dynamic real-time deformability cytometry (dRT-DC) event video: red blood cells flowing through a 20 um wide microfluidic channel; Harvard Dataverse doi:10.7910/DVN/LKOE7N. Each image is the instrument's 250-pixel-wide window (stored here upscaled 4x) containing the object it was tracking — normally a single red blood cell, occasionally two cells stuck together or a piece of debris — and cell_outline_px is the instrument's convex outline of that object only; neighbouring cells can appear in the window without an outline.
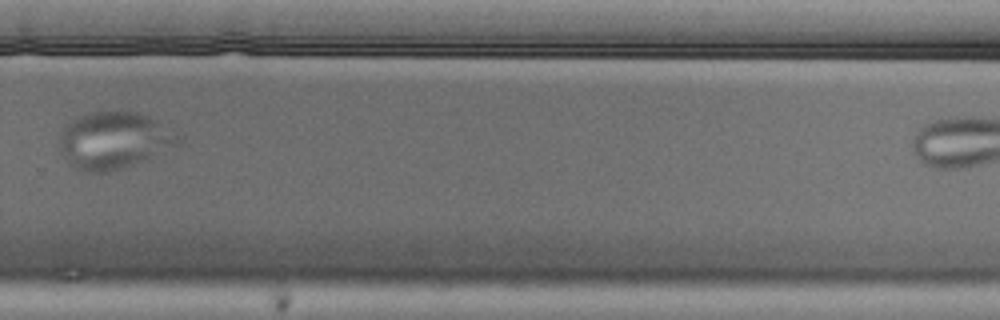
{"species": "Egyptian fruit bat (a non-hibernating species)", "species_latin": "Rousettus aegyptiacus", "temperature_condition": "cold", "stored_images_in_passage": 11, "camera_frame_rate_fps": 3000, "um_per_image_px": 0.085, "animal": {"sex": "male"}, "frame": {"image": 1, "passage_image": 10, "time_ms": 3.0, "image_size_px": [1000, 320], "cell_outline_px": [[180, 144], [148, 160], [104, 172], [88, 172], [76, 168], [64, 156], [60, 148], [60, 136], [64, 128], [72, 120], [88, 112], [136, 112], [148, 116], [160, 124], [176, 136], [180, 140]], "centroid_in_image_um": [9.67, 11.94], "position_along_channel_um": 320.1, "area_um2": 38.44}}